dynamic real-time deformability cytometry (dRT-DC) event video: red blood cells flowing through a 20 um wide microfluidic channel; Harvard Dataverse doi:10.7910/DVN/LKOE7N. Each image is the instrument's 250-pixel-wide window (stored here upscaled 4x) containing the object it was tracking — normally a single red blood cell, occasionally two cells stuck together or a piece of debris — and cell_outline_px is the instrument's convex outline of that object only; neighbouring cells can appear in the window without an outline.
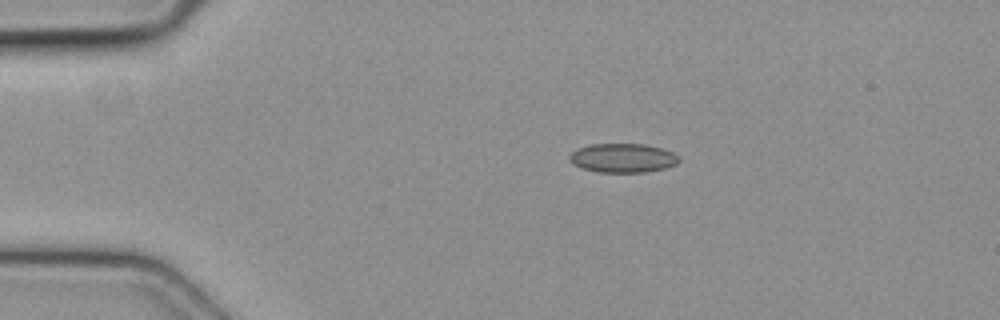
{"species": "common noctule bat (a hibernating species)", "species_latin": "Nyctalus noctula", "temperature_condition": "cold", "stored_images_in_passage": 4, "camera_frame_rate_fps": 3000, "um_per_image_px": 0.085, "animal": {"sex": "female", "body_mass_g": 19.3, "forearm_length_mm": 54.1}, "frame": {"image": 1, "passage_image": 2, "time_ms": 0.333, "image_size_px": [1000, 320], "cell_outline_px": [[680, 160], [676, 164], [664, 168], [644, 172], [596, 172], [572, 164], [568, 160], [568, 156], [576, 148], [592, 144], [644, 144], [660, 148], [672, 152]], "centroid_in_image_um": [52.88, 13.43], "position_along_channel_um": 32.1, "area_um2": 18.44}}
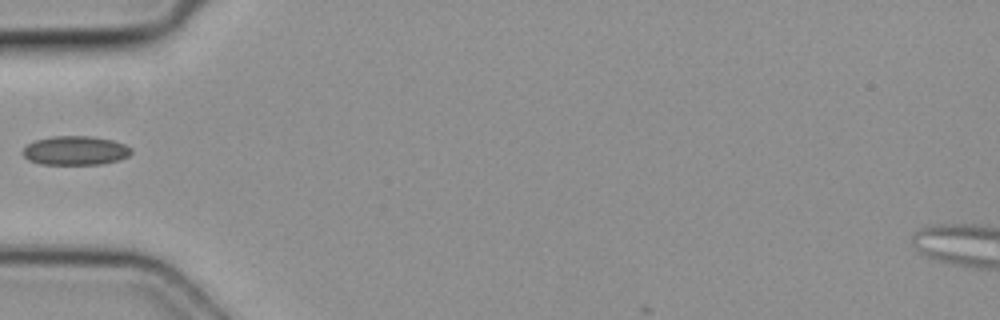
{"frame": {"image": 2, "passage_image": 4, "time_ms": 1.0, "image_size_px": [1000, 320], "cell_outline_px": [[132, 152], [128, 156], [120, 160], [100, 164], [40, 164], [28, 160], [24, 156], [24, 148], [28, 144], [36, 140], [52, 136], [92, 136], [112, 140], [124, 144], [132, 148]], "centroid_in_image_um": [6.43, 12.79], "position_along_channel_um": 78.6, "area_um2": 18.32}}